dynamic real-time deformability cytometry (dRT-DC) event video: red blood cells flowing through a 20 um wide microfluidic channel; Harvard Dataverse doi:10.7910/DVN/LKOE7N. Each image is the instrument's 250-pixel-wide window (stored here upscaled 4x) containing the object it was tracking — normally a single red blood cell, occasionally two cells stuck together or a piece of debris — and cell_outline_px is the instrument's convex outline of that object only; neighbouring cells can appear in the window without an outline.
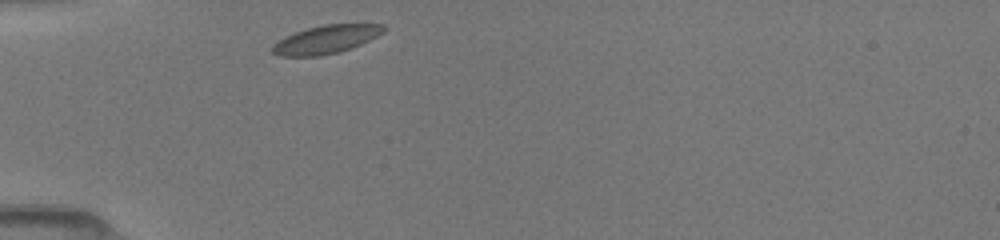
{"species": "common noctule bat (a hibernating species)", "species_latin": "Nyctalus noctula", "temperature_condition": "room temperature", "stored_images_in_passage": 30, "camera_frame_rate_fps": 3000, "um_per_image_px": 0.085, "animal": {"sex": "female", "body_mass_g": 19.5, "forearm_length_mm": 54.1}, "frame": {"image": 1, "passage_image": 1, "time_ms": 0.0, "image_size_px": [1000, 240], "cell_outline_px": [[388, 28], [384, 32], [352, 48], [340, 52], [320, 56], [280, 56], [272, 52], [272, 44], [296, 32], [308, 28], [324, 24], [384, 24]], "centroid_in_image_um": [27.75, 3.35], "position_along_channel_um": 57.3, "area_um2": 18.21}}
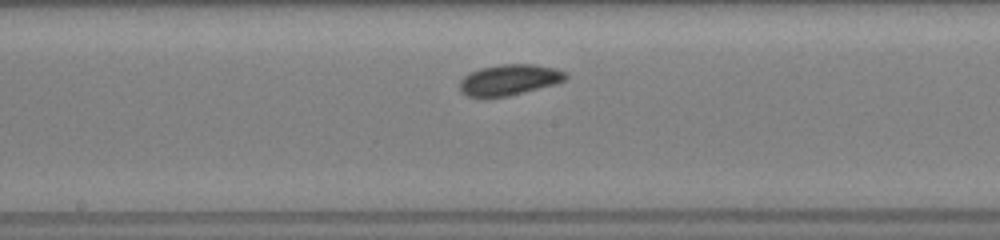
{"frame": {"image": 2, "passage_image": 13, "time_ms": 4.0, "image_size_px": [1000, 240], "cell_outline_px": [[568, 76], [564, 80], [552, 84], [524, 92], [508, 96], [484, 100], [468, 96], [460, 92], [460, 80], [464, 76], [480, 68], [500, 64], [532, 64], [556, 68], [564, 72]], "centroid_in_image_um": [43.21, 6.81], "position_along_channel_um": 205.0, "area_um2": 19.25}}
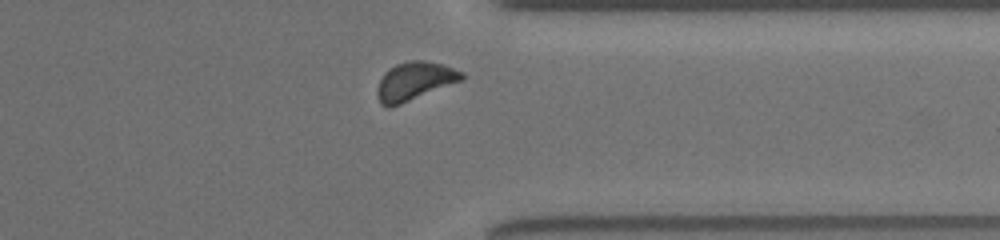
{"frame": {"image": 3, "passage_image": 26, "time_ms": 8.333, "image_size_px": [1000, 240], "cell_outline_px": [[464, 80], [400, 104], [388, 108], [380, 104], [376, 92], [376, 88], [384, 72], [388, 68], [396, 64], [412, 60], [424, 60], [440, 64], [464, 72]], "centroid_in_image_um": [35.22, 6.9], "position_along_channel_um": 376.2, "area_um2": 18.9}, "authors_computed_cell_mechanics": {"area_um2": 18.207, "velocity_mm_per_s": 3.9798, "shape_relaxation_time_tau1_ms": null, "shape_relaxation_time_tau2_ms": 4.4477, "deformation_change_tau1": null, "deformation_change_tau2": 0.0693}}